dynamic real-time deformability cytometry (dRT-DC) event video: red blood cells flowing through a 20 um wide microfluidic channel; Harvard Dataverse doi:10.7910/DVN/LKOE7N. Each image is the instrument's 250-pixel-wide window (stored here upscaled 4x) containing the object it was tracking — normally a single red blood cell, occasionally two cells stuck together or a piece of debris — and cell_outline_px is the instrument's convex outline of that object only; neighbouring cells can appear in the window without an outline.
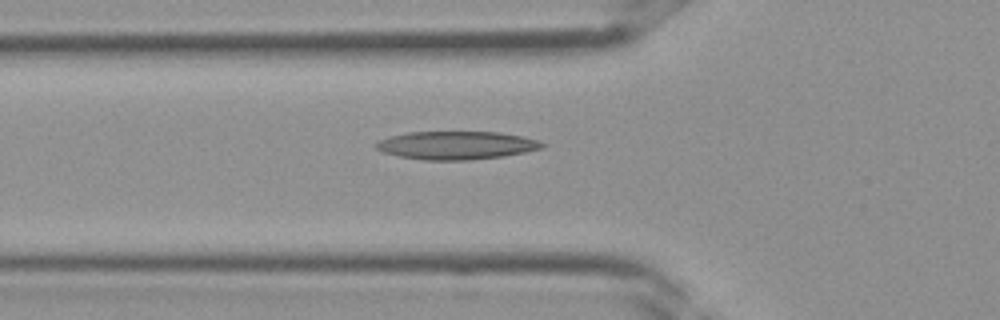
{"species": "Egyptian fruit bat (a non-hibernating species)", "species_latin": "Rousettus aegyptiacus", "temperature_condition": "room temperature", "stored_images_in_passage": 37, "camera_frame_rate_fps": 3000, "um_per_image_px": 0.085, "frame": {"image": 1, "passage_image": 13, "time_ms": 4.0, "image_size_px": [1000, 320], "cell_outline_px": [[548, 144], [544, 148], [504, 156], [468, 160], [424, 160], [400, 156], [384, 152], [376, 148], [376, 140], [408, 132], [500, 132], [524, 136], [540, 140]], "centroid_in_image_um": [38.86, 12.34], "position_along_channel_um": 86.9, "area_um2": 27.4}}
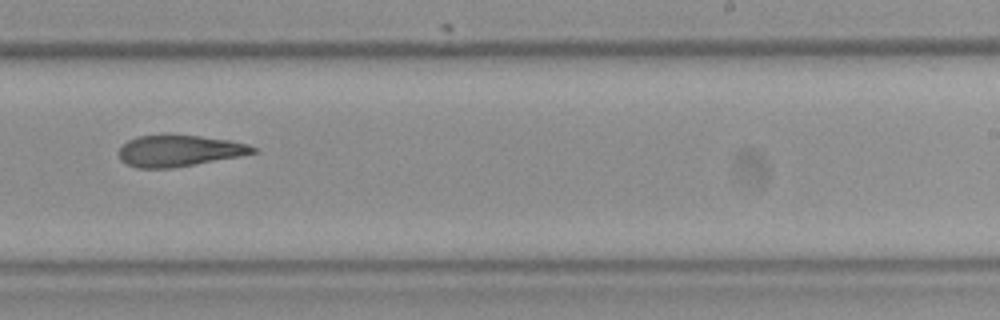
{"frame": {"image": 2, "passage_image": 23, "time_ms": 7.333, "image_size_px": [1000, 320], "cell_outline_px": [[256, 152], [240, 156], [172, 168], [136, 168], [120, 160], [116, 152], [128, 140], [140, 136], [164, 132], [168, 132], [200, 136], [228, 140], [248, 144], [256, 148]], "centroid_in_image_um": [15.17, 12.78], "position_along_channel_um": 273.8, "area_um2": 25.03}}
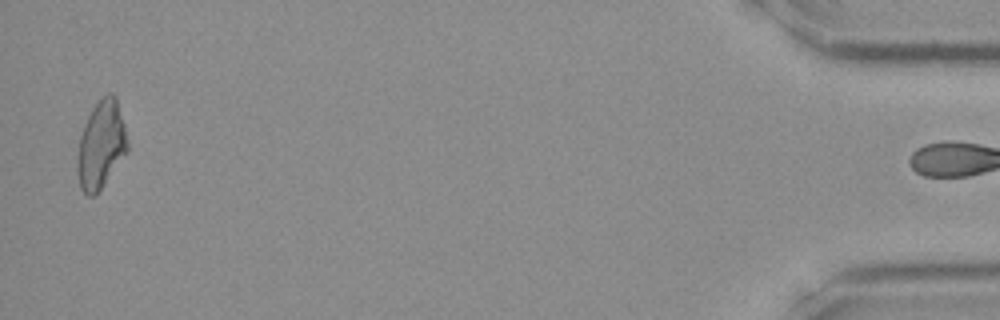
{"frame": {"image": 3, "passage_image": 36, "time_ms": 11.667, "image_size_px": [1000, 320], "cell_outline_px": [[128, 152], [100, 188], [92, 196], [88, 196], [80, 188], [76, 172], [76, 160], [80, 136], [84, 124], [92, 108], [108, 92], [112, 92], [116, 96], [124, 124], [128, 144]], "centroid_in_image_um": [8.58, 12.3], "position_along_channel_um": 426.6, "area_um2": 25.55}}